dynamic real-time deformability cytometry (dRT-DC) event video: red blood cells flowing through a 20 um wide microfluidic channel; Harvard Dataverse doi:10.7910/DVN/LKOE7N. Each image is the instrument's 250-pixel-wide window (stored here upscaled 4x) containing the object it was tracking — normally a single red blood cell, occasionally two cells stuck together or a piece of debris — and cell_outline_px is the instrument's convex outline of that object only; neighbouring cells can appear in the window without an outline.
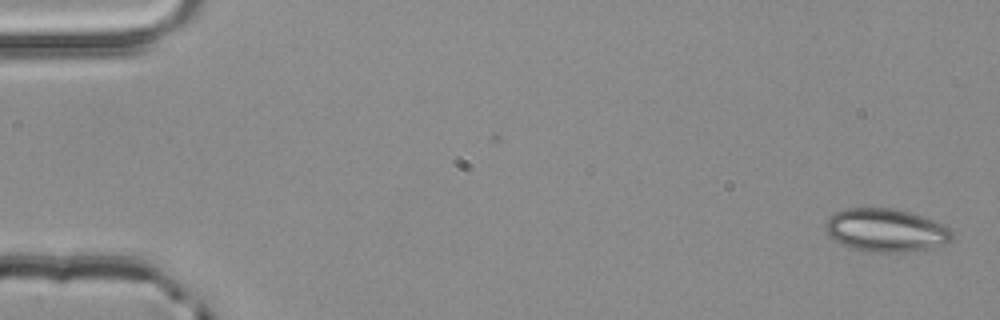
{"species": "common noctule bat (a hibernating species)", "species_latin": "Nyctalus noctula", "temperature_condition": "room temperature", "stored_images_in_passage": 4, "camera_frame_rate_fps": 3000, "um_per_image_px": 0.085, "animal": {"sex": "male", "body_mass_g": 20.4}, "frame": {"image": 1, "passage_image": 1, "time_ms": 0.0, "image_size_px": [1000, 320], "cell_outline_px": [[952, 240], [944, 244], [912, 252], [868, 252], [848, 248], [832, 240], [828, 236], [824, 228], [824, 224], [828, 216], [832, 212], [848, 208], [892, 208], [912, 212], [948, 224], [952, 232]], "centroid_in_image_um": [75.28, 19.57], "position_along_channel_um": 9.7, "area_um2": 32.77}}